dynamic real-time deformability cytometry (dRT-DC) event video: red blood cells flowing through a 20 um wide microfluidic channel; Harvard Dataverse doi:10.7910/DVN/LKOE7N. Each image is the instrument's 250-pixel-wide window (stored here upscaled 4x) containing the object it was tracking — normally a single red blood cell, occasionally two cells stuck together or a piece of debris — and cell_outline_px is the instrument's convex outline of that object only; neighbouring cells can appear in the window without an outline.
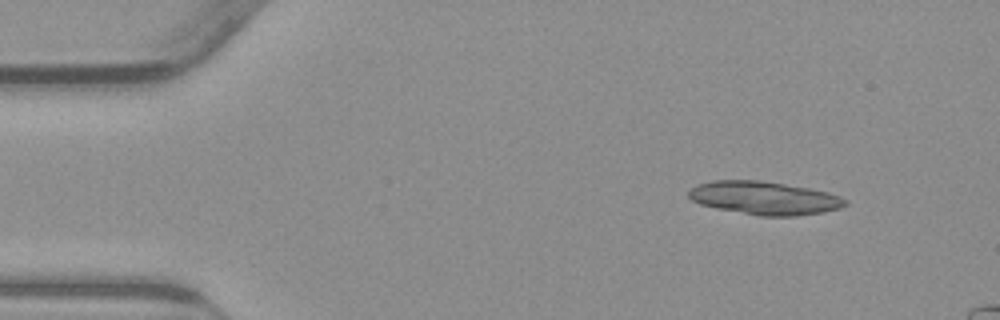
{"species": "common noctule bat (a hibernating species)", "species_latin": "Nyctalus noctula", "temperature_condition": "warm", "stored_images_in_passage": 9, "camera_frame_rate_fps": 3000, "um_per_image_px": 0.085, "animal": {"sex": "male", "body_mass_g": 23.1, "forearm_length_mm": 52.7}, "frame": {"image": 1, "passage_image": 1, "time_ms": 0.0, "image_size_px": [1000, 320], "cell_outline_px": [[848, 204], [840, 208], [824, 212], [796, 216], [760, 216], [716, 208], [700, 204], [692, 200], [688, 196], [688, 192], [696, 184], [712, 180], [760, 180], [808, 188], [828, 192], [840, 196], [848, 200]], "centroid_in_image_um": [64.98, 16.83], "position_along_channel_um": 20.0, "area_um2": 30.4}}